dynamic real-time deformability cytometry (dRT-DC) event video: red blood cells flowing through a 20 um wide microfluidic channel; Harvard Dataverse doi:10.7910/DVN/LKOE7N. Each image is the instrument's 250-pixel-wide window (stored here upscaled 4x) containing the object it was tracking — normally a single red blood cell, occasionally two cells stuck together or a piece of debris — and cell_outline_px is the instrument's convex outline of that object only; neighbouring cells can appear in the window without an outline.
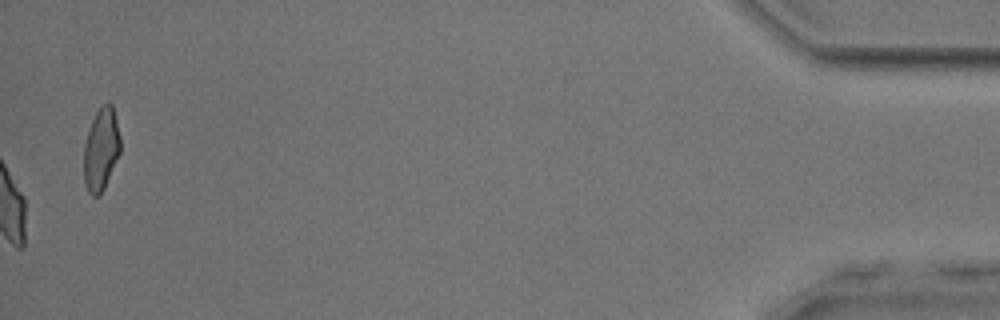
{"species": "common noctule bat (a hibernating species)", "species_latin": "Nyctalus noctula", "temperature_condition": "room temperature", "stored_images_in_passage": 55, "camera_frame_rate_fps": 3000, "um_per_image_px": 0.085, "animal": {"sex": "male", "body_mass_g": 17.9, "forearm_length_mm": 54.2}, "frame": {"image": 1, "passage_image": 55, "time_ms": 18.0, "image_size_px": [1000, 320], "cell_outline_px": [[120, 152], [104, 188], [96, 196], [92, 196], [88, 192], [84, 184], [84, 144], [92, 120], [96, 112], [108, 100], [112, 104], [120, 136]], "centroid_in_image_um": [8.59, 12.68], "position_along_channel_um": 426.6, "area_um2": 17.4}, "authors_computed_cell_mechanics": {"area_um2": 20.7502, "velocity_mm_per_s": 3.872, "shape_relaxation_time_tau1_ms": 4.8907, "shape_relaxation_time_tau2_ms": 1.7503, "deformation_change_tau1": 0.1508, "deformation_change_tau2": 0.0836}}